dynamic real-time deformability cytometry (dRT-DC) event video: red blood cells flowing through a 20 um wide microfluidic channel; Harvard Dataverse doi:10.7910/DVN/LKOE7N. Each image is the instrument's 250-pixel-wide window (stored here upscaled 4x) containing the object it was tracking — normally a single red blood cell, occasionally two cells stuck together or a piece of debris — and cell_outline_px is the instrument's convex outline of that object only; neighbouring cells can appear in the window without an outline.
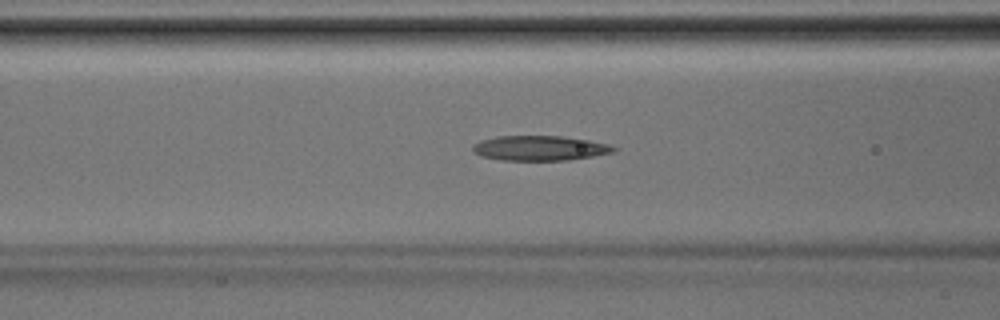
{"species": "Egyptian fruit bat (a non-hibernating species)", "species_latin": "Rousettus aegyptiacus", "temperature_condition": "room temperature", "stored_images_in_passage": 30, "camera_frame_rate_fps": 3000, "um_per_image_px": 0.085, "animal": {"sex": "male"}, "frame": {"image": 1, "passage_image": 6, "time_ms": 1.667, "image_size_px": [1000, 320], "cell_outline_px": [[620, 148], [612, 152], [592, 156], [568, 160], [500, 160], [480, 156], [472, 152], [472, 144], [480, 140], [496, 136], [564, 136], [588, 140], [608, 144]], "centroid_in_image_um": [45.83, 12.59], "position_along_channel_um": 120.8, "area_um2": 20.58}}
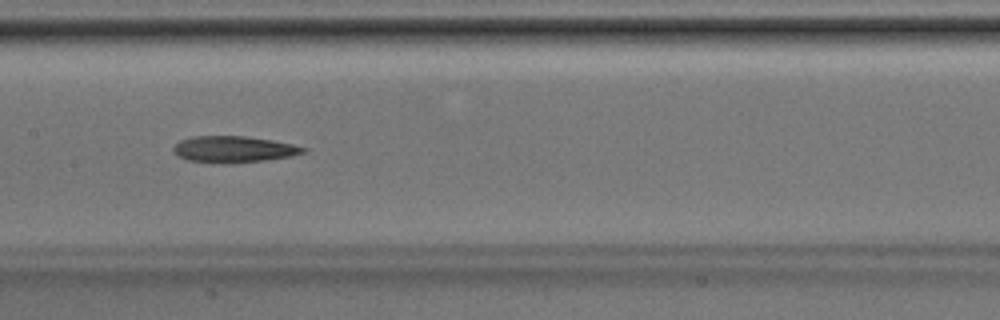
{"frame": {"image": 2, "passage_image": 10, "time_ms": 3.0, "image_size_px": [1000, 320], "cell_outline_px": [[308, 152], [292, 156], [264, 160], [228, 164], [212, 164], [188, 160], [176, 156], [172, 148], [180, 140], [192, 136], [244, 136], [272, 140], [292, 144], [308, 148]], "centroid_in_image_um": [19.85, 12.7], "position_along_channel_um": 187.6, "area_um2": 20.35}}
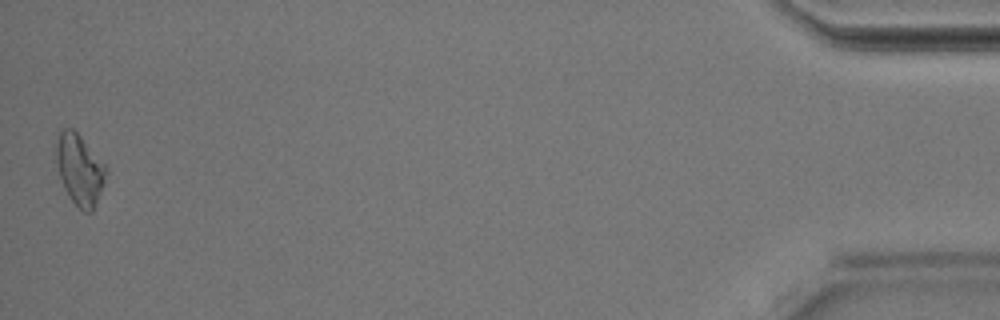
{"frame": {"image": 3, "passage_image": 30, "time_ms": 9.667, "image_size_px": [1000, 320], "cell_outline_px": [[108, 172], [92, 212], [84, 212], [68, 196], [64, 188], [60, 176], [56, 160], [56, 144], [60, 132], [64, 128], [72, 128], [80, 136], [104, 164]], "centroid_in_image_um": [6.76, 14.42], "position_along_channel_um": 428.4, "area_um2": 20.06}}